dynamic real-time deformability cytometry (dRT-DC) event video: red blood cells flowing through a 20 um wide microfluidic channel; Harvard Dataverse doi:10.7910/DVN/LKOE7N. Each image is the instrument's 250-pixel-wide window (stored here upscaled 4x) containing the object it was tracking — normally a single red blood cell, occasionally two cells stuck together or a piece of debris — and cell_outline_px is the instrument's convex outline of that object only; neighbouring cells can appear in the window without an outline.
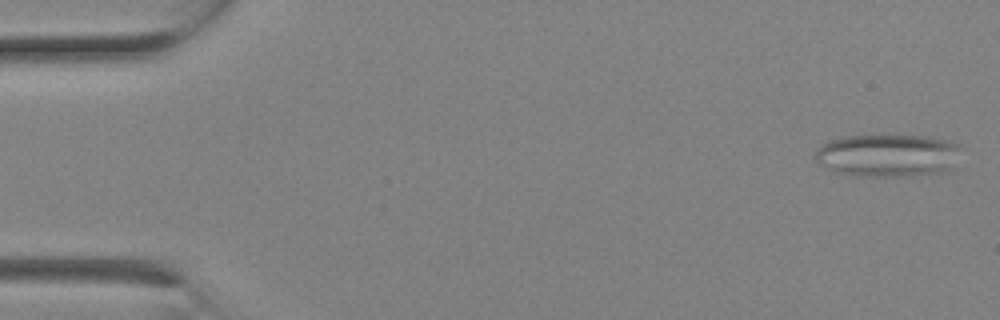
{"species": "Egyptian fruit bat (a non-hibernating species)", "species_latin": "Rousettus aegyptiacus", "temperature_condition": "room temperature", "stored_images_in_passage": 3, "camera_frame_rate_fps": 3000, "um_per_image_px": 0.085, "animal": {"sex": "female"}, "frame": {"image": 1, "passage_image": 1, "time_ms": 0.0, "image_size_px": [1000, 320], "cell_outline_px": [[964, 148], [952, 168], [948, 172], [912, 176], [852, 176], [836, 172], [820, 164], [816, 160], [816, 152], [820, 144], [828, 140], [840, 136], [880, 132], [888, 132], [932, 136], [960, 144]], "centroid_in_image_um": [75.51, 13.15], "position_along_channel_um": 9.5, "area_um2": 38.44}}